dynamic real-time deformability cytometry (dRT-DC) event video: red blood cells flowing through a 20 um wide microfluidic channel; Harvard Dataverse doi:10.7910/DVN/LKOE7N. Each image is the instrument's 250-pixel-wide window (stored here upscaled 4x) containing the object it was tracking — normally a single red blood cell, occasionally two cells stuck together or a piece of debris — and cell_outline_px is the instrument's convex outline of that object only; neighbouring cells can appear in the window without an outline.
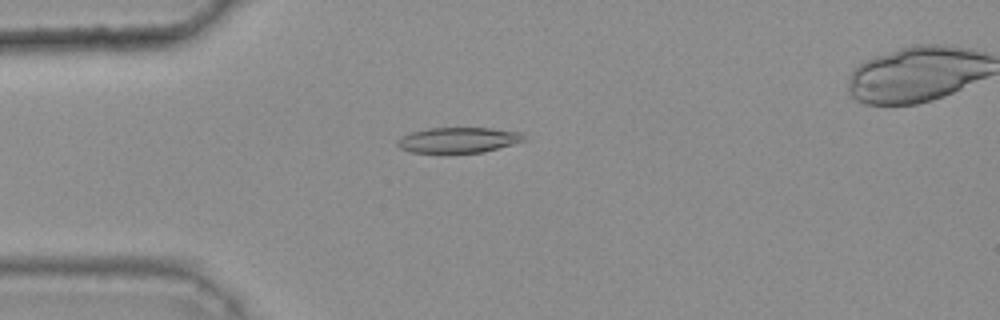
{"species": "common noctule bat (a hibernating species)", "species_latin": "Nyctalus noctula", "temperature_condition": "warm", "stored_images_in_passage": 47, "camera_frame_rate_fps": 3000, "um_per_image_px": 0.085, "animal": {"sex": "female", "body_mass_g": 25.1}, "frame": {"image": 1, "passage_image": 14, "time_ms": 4.333, "image_size_px": [1000, 320], "cell_outline_px": [[524, 140], [512, 144], [484, 152], [412, 152], [400, 148], [396, 144], [404, 136], [412, 132], [428, 128], [492, 128], [524, 132]], "centroid_in_image_um": [39.01, 11.89], "position_along_channel_um": 46.0, "area_um2": 18.44}}
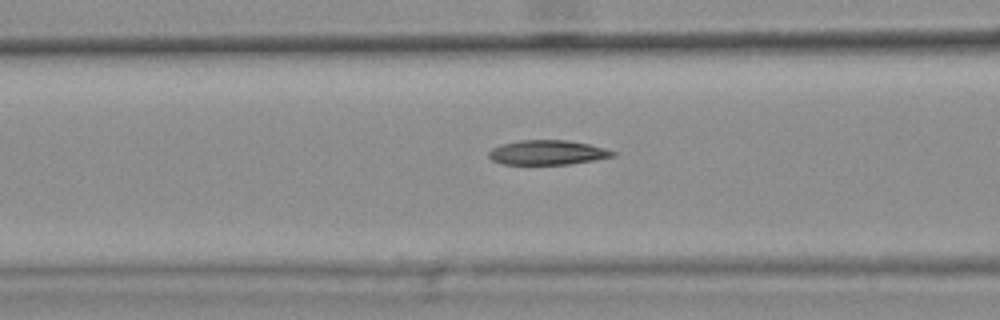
{"frame": {"image": 2, "passage_image": 21, "time_ms": 6.667, "image_size_px": [1000, 320], "cell_outline_px": [[616, 152], [612, 156], [596, 160], [568, 164], [500, 164], [492, 160], [488, 156], [488, 152], [492, 148], [500, 144], [520, 140], [568, 140], [588, 144], [604, 148]], "centroid_in_image_um": [46.48, 12.96], "position_along_channel_um": 120.1, "area_um2": 17.74}, "authors_computed_cell_mechanics": {"area_um2": 18.4382, "velocity_mm_per_s": 3.8167, "shape_relaxation_time_tau1_ms": null, "shape_relaxation_time_tau2_ms": 4.6083, "deformation_change_tau1": null, "deformation_change_tau2": 0.1376}}